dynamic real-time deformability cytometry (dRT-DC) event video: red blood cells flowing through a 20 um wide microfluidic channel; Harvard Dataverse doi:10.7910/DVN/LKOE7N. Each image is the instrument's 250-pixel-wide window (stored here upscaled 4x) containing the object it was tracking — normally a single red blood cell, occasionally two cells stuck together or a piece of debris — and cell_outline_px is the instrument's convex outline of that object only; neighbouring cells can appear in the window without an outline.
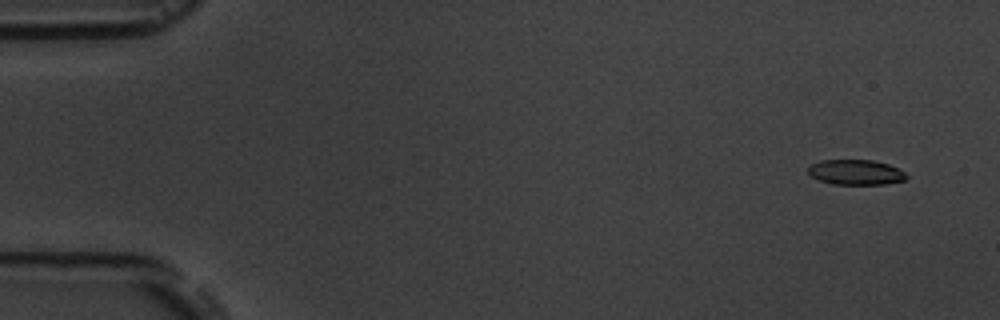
{"species": "common noctule bat (a hibernating species)", "species_latin": "Nyctalus noctula", "temperature_condition": "room temperature", "stored_images_in_passage": 6, "camera_frame_rate_fps": 3000, "um_per_image_px": 0.085, "animal": {"sex": "male", "body_mass_g": 19.5, "forearm_length_mm": 54.6}, "frame": {"image": 1, "passage_image": 1, "time_ms": 0.0, "image_size_px": [1000, 320], "cell_outline_px": [[908, 176], [904, 180], [884, 184], [832, 184], [820, 180], [812, 176], [808, 172], [808, 168], [812, 164], [820, 160], [872, 160], [888, 164], [904, 172]], "centroid_in_image_um": [72.73, 14.64], "position_along_channel_um": 12.3, "area_um2": 14.22}}
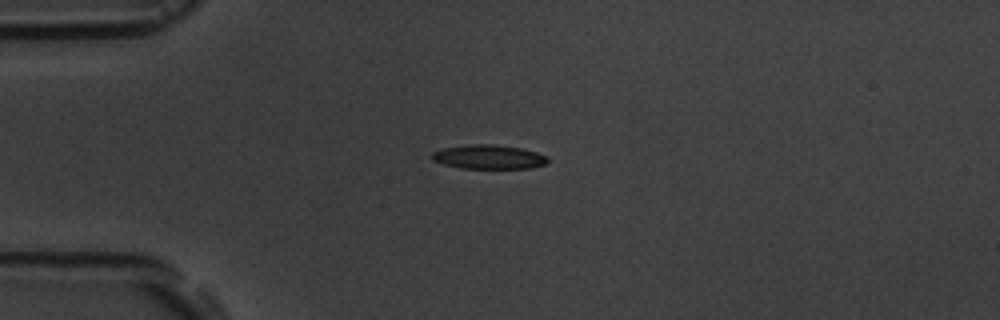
{"frame": {"image": 2, "passage_image": 4, "time_ms": 3.667, "image_size_px": [1000, 320], "cell_outline_px": [[548, 164], [532, 168], [460, 168], [444, 164], [432, 160], [432, 152], [440, 148], [472, 144], [492, 144], [520, 148], [536, 152], [544, 156], [548, 160]], "centroid_in_image_um": [41.52, 13.34], "position_along_channel_um": 43.5, "area_um2": 16.24}}
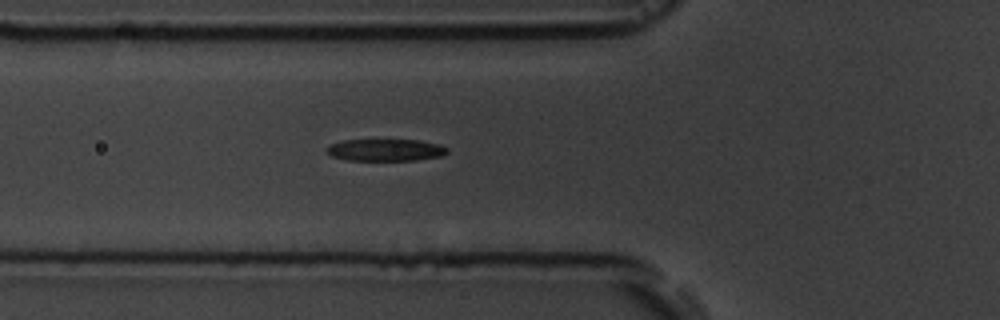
{"frame": {"image": 3, "passage_image": 6, "time_ms": 5.667, "image_size_px": [1000, 320], "cell_outline_px": [[448, 152], [440, 156], [416, 160], [348, 160], [332, 156], [324, 148], [332, 144], [344, 140], [420, 140], [440, 144], [448, 148]], "centroid_in_image_um": [32.79, 12.74], "position_along_channel_um": 93.0, "area_um2": 15.37}}